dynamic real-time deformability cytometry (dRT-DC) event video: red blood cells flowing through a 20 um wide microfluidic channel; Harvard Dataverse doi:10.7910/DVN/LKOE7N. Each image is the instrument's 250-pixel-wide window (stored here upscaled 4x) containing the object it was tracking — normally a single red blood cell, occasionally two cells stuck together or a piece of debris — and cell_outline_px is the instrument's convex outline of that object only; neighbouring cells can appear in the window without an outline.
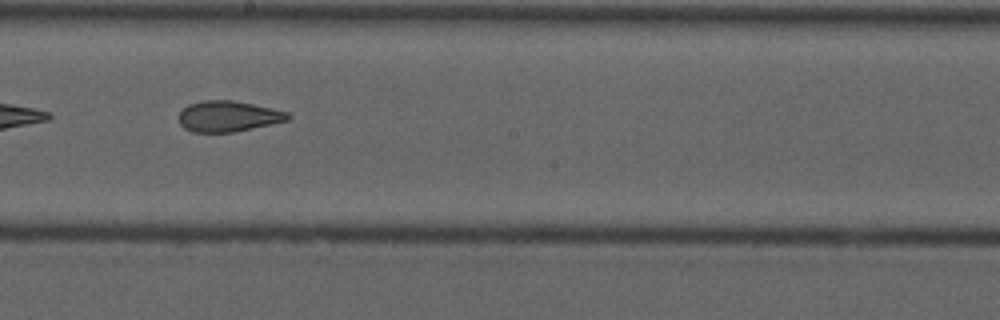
{"species": "common noctule bat (a hibernating species)", "species_latin": "Nyctalus noctula", "temperature_condition": "cold", "stored_images_in_passage": 10, "camera_frame_rate_fps": 3000, "um_per_image_px": 0.085, "animal": {"sex": "male", "forearm_length_mm": 52.5}, "frame": {"image": 1, "passage_image": 9, "time_ms": 9.333, "image_size_px": [1000, 320], "cell_outline_px": [[292, 116], [288, 120], [272, 124], [232, 132], [192, 132], [184, 128], [180, 124], [180, 112], [188, 104], [204, 100], [232, 100], [252, 104], [288, 112]], "centroid_in_image_um": [19.4, 9.88], "position_along_channel_um": 228.8, "area_um2": 19.42}}
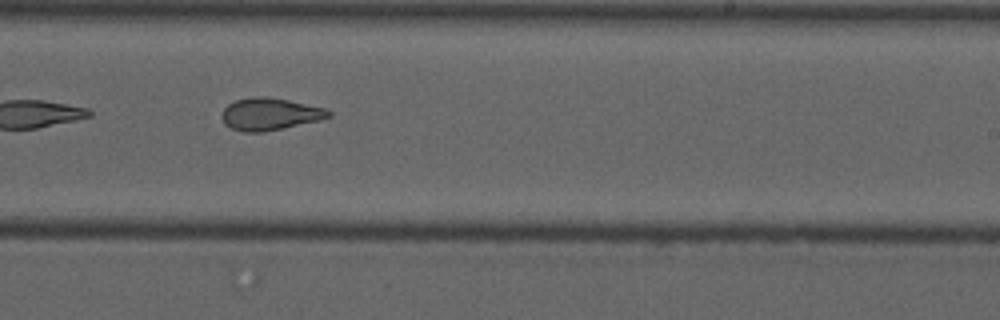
{"frame": {"image": 2, "passage_image": 10, "time_ms": 10.333, "image_size_px": [1000, 320], "cell_outline_px": [[332, 116], [320, 120], [264, 132], [244, 132], [232, 128], [224, 124], [220, 116], [224, 108], [228, 104], [236, 100], [260, 96], [268, 96], [288, 100], [324, 108], [332, 112]], "centroid_in_image_um": [22.92, 9.7], "position_along_channel_um": 266.1, "area_um2": 20.0}}